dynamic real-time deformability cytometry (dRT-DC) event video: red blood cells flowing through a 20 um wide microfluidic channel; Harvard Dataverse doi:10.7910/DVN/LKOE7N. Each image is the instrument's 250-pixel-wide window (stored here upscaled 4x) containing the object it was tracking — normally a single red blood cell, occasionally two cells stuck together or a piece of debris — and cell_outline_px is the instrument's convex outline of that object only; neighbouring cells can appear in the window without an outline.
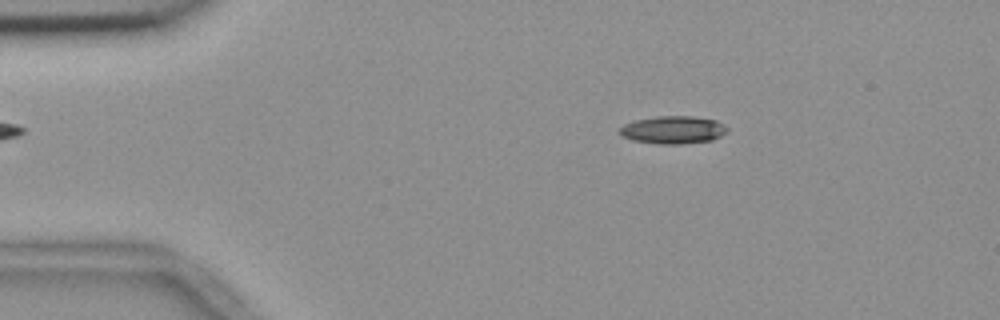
{"species": "common noctule bat (a hibernating species)", "species_latin": "Nyctalus noctula", "temperature_condition": "room temperature", "stored_images_in_passage": 50, "camera_frame_rate_fps": 3000, "um_per_image_px": 0.085, "animal": {"sex": "female", "body_mass_g": 18.4}, "frame": {"image": 1, "passage_image": 4, "time_ms": 1.0, "image_size_px": [1000, 320], "cell_outline_px": [[728, 132], [712, 140], [680, 144], [656, 144], [632, 140], [620, 136], [620, 128], [624, 124], [636, 120], [656, 116], [692, 116], [716, 120], [728, 128]], "centroid_in_image_um": [57.2, 11.04], "position_along_channel_um": 27.8, "area_um2": 17.46}}
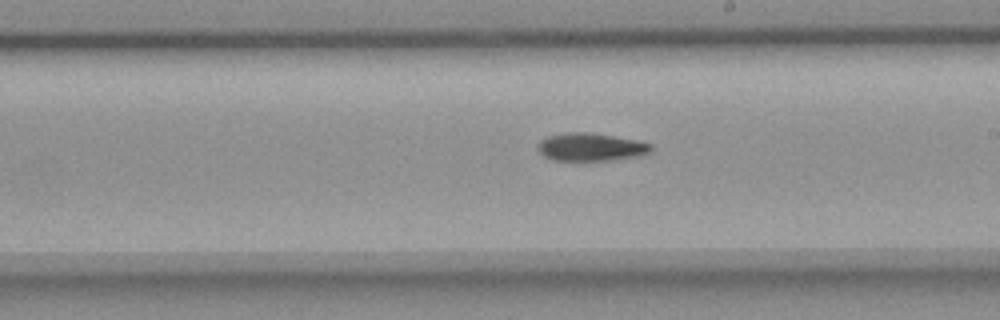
{"frame": {"image": 2, "passage_image": 26, "time_ms": 8.333, "image_size_px": [1000, 320], "cell_outline_px": [[652, 148], [648, 152], [636, 156], [608, 160], [552, 160], [544, 156], [536, 148], [536, 144], [540, 140], [548, 136], [564, 132], [588, 132], [636, 140], [652, 144]], "centroid_in_image_um": [50.14, 12.48], "position_along_channel_um": 238.9, "area_um2": 18.26}}
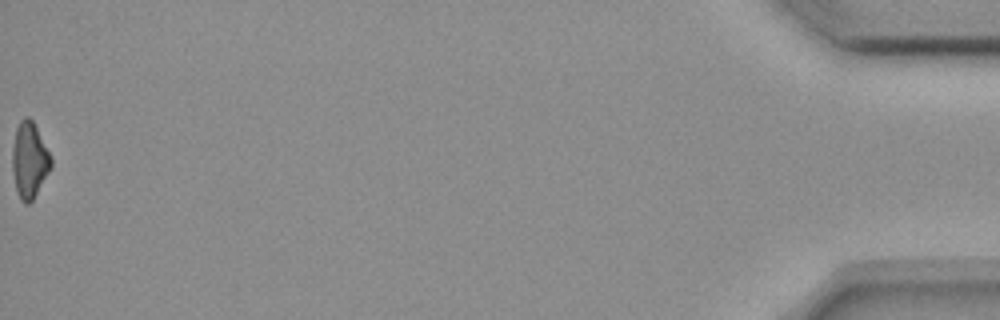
{"frame": {"image": 3, "passage_image": 50, "time_ms": 16.333, "image_size_px": [1000, 320], "cell_outline_px": [[52, 164], [32, 200], [28, 204], [24, 204], [20, 200], [16, 192], [12, 172], [12, 148], [16, 128], [20, 120], [24, 116], [28, 116], [32, 120], [52, 160]], "centroid_in_image_um": [2.45, 13.62], "position_along_channel_um": 432.8, "area_um2": 16.82}, "authors_computed_cell_mechanics": {"area_um2": 17.8602, "velocity_mm_per_s": 3.6923, "shape_relaxation_time_tau1_ms": 8.3708, "shape_relaxation_time_tau2_ms": null, "deformation_change_tau1": 0.1834, "deformation_change_tau2": null}}